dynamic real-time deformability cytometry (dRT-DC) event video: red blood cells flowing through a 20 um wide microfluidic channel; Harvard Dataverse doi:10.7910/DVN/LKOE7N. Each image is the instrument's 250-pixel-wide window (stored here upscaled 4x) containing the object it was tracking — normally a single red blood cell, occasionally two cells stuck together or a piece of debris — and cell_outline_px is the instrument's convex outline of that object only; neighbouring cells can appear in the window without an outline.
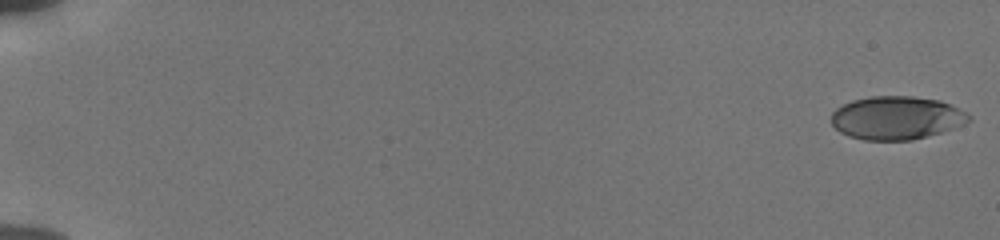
{"species": "human", "species_latin": "Homo sapiens", "temperature_condition": "cold", "stored_images_in_passage": 55, "camera_frame_rate_fps": 3000, "um_per_image_px": 0.085, "donor": {"sex": "male"}, "frame": {"image": 1, "passage_image": 1, "time_ms": 0.0, "image_size_px": [1000, 240], "cell_outline_px": [[972, 120], [952, 128], [928, 136], [912, 140], [864, 140], [848, 136], [840, 132], [832, 124], [832, 112], [836, 108], [852, 100], [872, 96], [912, 96], [940, 100], [968, 112]], "centroid_in_image_um": [76.2, 10.01], "position_along_channel_um": 8.8, "area_um2": 34.68}}
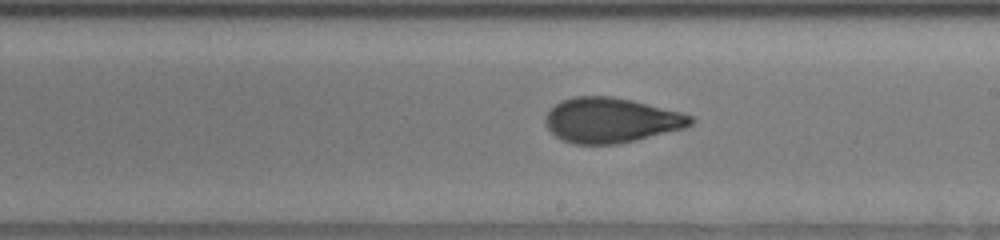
{"frame": {"image": 2, "passage_image": 34, "time_ms": 11.0, "image_size_px": [1000, 240], "cell_outline_px": [[696, 120], [692, 124], [684, 128], [620, 144], [572, 144], [560, 140], [544, 124], [544, 116], [560, 100], [572, 96], [612, 96], [632, 100], [680, 112], [692, 116]], "centroid_in_image_um": [51.91, 10.22], "position_along_channel_um": 237.1, "area_um2": 38.26}}
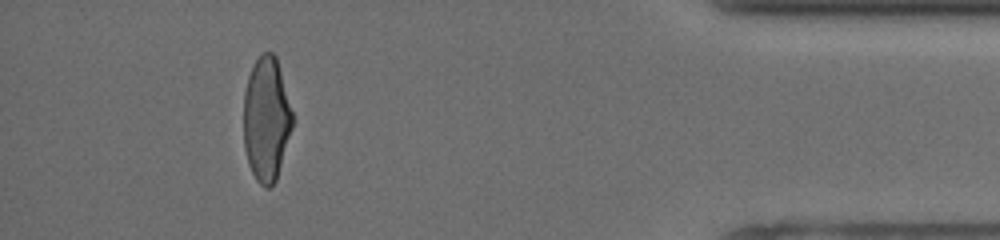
{"frame": {"image": 3, "passage_image": 51, "time_ms": 16.667, "image_size_px": [1000, 240], "cell_outline_px": [[292, 128], [276, 180], [268, 188], [264, 188], [256, 180], [248, 164], [244, 148], [244, 92], [248, 76], [256, 60], [264, 52], [272, 52], [276, 56], [292, 112]], "centroid_in_image_um": [22.62, 10.15], "position_along_channel_um": 412.6, "area_um2": 35.08}, "authors_computed_cell_mechanics": {"area_um2": 36.6452, "velocity_mm_per_s": 3.8651, "shape_relaxation_time_tau1_ms": 4.4723, "shape_relaxation_time_tau2_ms": 1.2774, "deformation_change_tau1": 0.1846, "deformation_change_tau2": 0.0761}}